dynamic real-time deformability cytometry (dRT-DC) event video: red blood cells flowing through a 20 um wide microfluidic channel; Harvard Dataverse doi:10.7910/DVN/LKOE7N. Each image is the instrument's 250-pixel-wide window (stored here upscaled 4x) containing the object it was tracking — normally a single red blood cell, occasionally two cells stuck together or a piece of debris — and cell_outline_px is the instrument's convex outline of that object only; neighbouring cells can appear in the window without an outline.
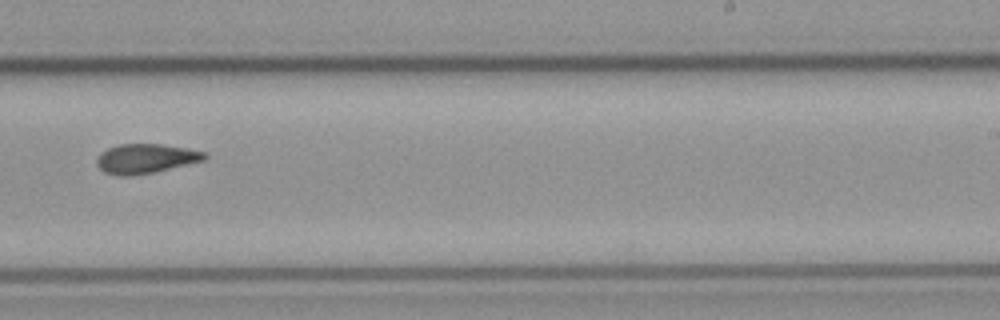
{"species": "common noctule bat (a hibernating species)", "species_latin": "Nyctalus noctula", "temperature_condition": "cold", "stored_images_in_passage": 13, "camera_frame_rate_fps": 3000, "um_per_image_px": 0.085, "animal": {"sex": "male", "body_mass_g": 23.1, "forearm_length_mm": 52.7}, "frame": {"image": 1, "passage_image": 7, "time_ms": 8.333, "image_size_px": [1000, 320], "cell_outline_px": [[208, 156], [204, 160], [156, 172], [132, 176], [116, 176], [104, 172], [96, 164], [96, 160], [100, 152], [108, 148], [120, 144], [160, 144], [188, 148], [204, 152]], "centroid_in_image_um": [12.36, 13.49], "position_along_channel_um": 276.6, "area_um2": 18.67}}
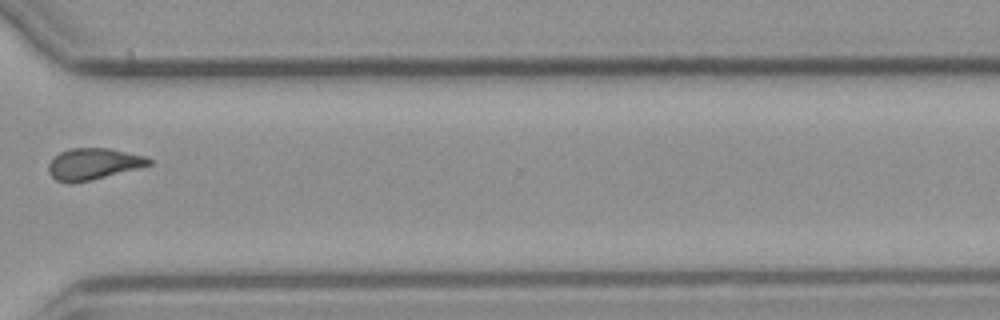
{"frame": {"image": 2, "passage_image": 9, "time_ms": 10.667, "image_size_px": [1000, 320], "cell_outline_px": [[152, 164], [140, 168], [92, 180], [68, 184], [56, 180], [48, 172], [48, 164], [52, 156], [60, 152], [72, 148], [108, 148], [148, 156], [152, 160]], "centroid_in_image_um": [7.93, 13.94], "position_along_channel_um": 362.7, "area_um2": 18.73}}
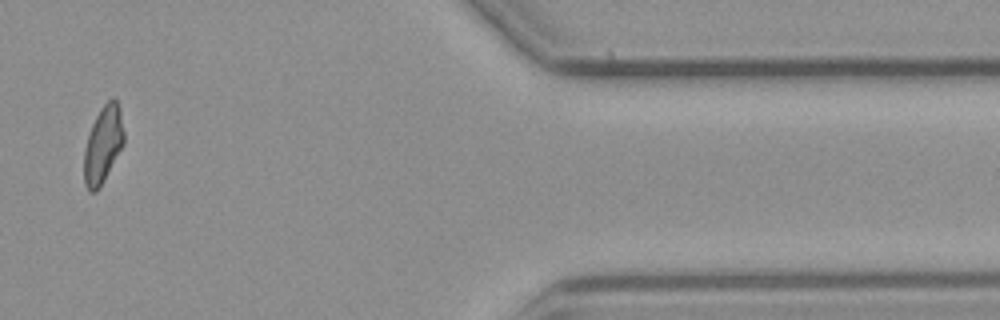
{"frame": {"image": 3, "passage_image": 11, "time_ms": 13.0, "image_size_px": [1000, 320], "cell_outline_px": [[124, 144], [96, 192], [88, 192], [84, 184], [84, 148], [92, 124], [100, 108], [112, 96], [116, 100], [120, 108], [124, 132]], "centroid_in_image_um": [8.75, 12.27], "position_along_channel_um": 402.6, "area_um2": 17.8}}